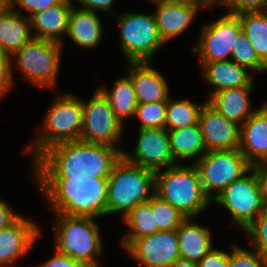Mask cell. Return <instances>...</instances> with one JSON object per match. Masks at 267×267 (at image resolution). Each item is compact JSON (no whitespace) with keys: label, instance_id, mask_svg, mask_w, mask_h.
I'll return each mask as SVG.
<instances>
[{"label":"cell","instance_id":"d4e9b609","mask_svg":"<svg viewBox=\"0 0 267 267\" xmlns=\"http://www.w3.org/2000/svg\"><path fill=\"white\" fill-rule=\"evenodd\" d=\"M74 7L69 15L68 36L79 47L87 49L96 47L103 36L97 12Z\"/></svg>","mask_w":267,"mask_h":267},{"label":"cell","instance_id":"c3c4849f","mask_svg":"<svg viewBox=\"0 0 267 267\" xmlns=\"http://www.w3.org/2000/svg\"><path fill=\"white\" fill-rule=\"evenodd\" d=\"M149 1L157 3V2H160L162 0H149Z\"/></svg>","mask_w":267,"mask_h":267},{"label":"cell","instance_id":"f6af8a7d","mask_svg":"<svg viewBox=\"0 0 267 267\" xmlns=\"http://www.w3.org/2000/svg\"><path fill=\"white\" fill-rule=\"evenodd\" d=\"M169 267H198V264L184 259H176Z\"/></svg>","mask_w":267,"mask_h":267},{"label":"cell","instance_id":"d590c367","mask_svg":"<svg viewBox=\"0 0 267 267\" xmlns=\"http://www.w3.org/2000/svg\"><path fill=\"white\" fill-rule=\"evenodd\" d=\"M224 6L229 9V14L238 15L244 12L267 11V0H227Z\"/></svg>","mask_w":267,"mask_h":267},{"label":"cell","instance_id":"ffe728a7","mask_svg":"<svg viewBox=\"0 0 267 267\" xmlns=\"http://www.w3.org/2000/svg\"><path fill=\"white\" fill-rule=\"evenodd\" d=\"M157 4V10L153 14L158 32L164 42L184 32L198 11L195 6L170 0H162Z\"/></svg>","mask_w":267,"mask_h":267},{"label":"cell","instance_id":"60d3db41","mask_svg":"<svg viewBox=\"0 0 267 267\" xmlns=\"http://www.w3.org/2000/svg\"><path fill=\"white\" fill-rule=\"evenodd\" d=\"M84 10L94 11L97 12V10H102L105 12H110L112 10V4L114 0H77Z\"/></svg>","mask_w":267,"mask_h":267},{"label":"cell","instance_id":"ab89813d","mask_svg":"<svg viewBox=\"0 0 267 267\" xmlns=\"http://www.w3.org/2000/svg\"><path fill=\"white\" fill-rule=\"evenodd\" d=\"M40 267H89L87 264L75 260L74 258L69 257L68 255H64L59 253L50 258V260L41 264Z\"/></svg>","mask_w":267,"mask_h":267},{"label":"cell","instance_id":"5b68a950","mask_svg":"<svg viewBox=\"0 0 267 267\" xmlns=\"http://www.w3.org/2000/svg\"><path fill=\"white\" fill-rule=\"evenodd\" d=\"M83 125V103L72 94H60L45 115L44 129L37 133L33 146L27 148L34 160L49 147L68 141H79ZM33 148V149H32Z\"/></svg>","mask_w":267,"mask_h":267},{"label":"cell","instance_id":"8992f818","mask_svg":"<svg viewBox=\"0 0 267 267\" xmlns=\"http://www.w3.org/2000/svg\"><path fill=\"white\" fill-rule=\"evenodd\" d=\"M55 247L61 254L98 267L96 256L102 254V240L99 226L93 217L56 214ZM95 256V257H94Z\"/></svg>","mask_w":267,"mask_h":267},{"label":"cell","instance_id":"1f68e13d","mask_svg":"<svg viewBox=\"0 0 267 267\" xmlns=\"http://www.w3.org/2000/svg\"><path fill=\"white\" fill-rule=\"evenodd\" d=\"M231 60L251 71L267 72V66L258 58L255 49L243 32L238 35L237 43L233 46Z\"/></svg>","mask_w":267,"mask_h":267},{"label":"cell","instance_id":"f1b7e54d","mask_svg":"<svg viewBox=\"0 0 267 267\" xmlns=\"http://www.w3.org/2000/svg\"><path fill=\"white\" fill-rule=\"evenodd\" d=\"M123 220L132 230L121 238L123 247H127L135 238L151 235L159 232L155 223L152 207L148 201L140 203L132 209Z\"/></svg>","mask_w":267,"mask_h":267},{"label":"cell","instance_id":"83f0119b","mask_svg":"<svg viewBox=\"0 0 267 267\" xmlns=\"http://www.w3.org/2000/svg\"><path fill=\"white\" fill-rule=\"evenodd\" d=\"M237 16L244 36L252 44L258 58L267 66V11L244 12Z\"/></svg>","mask_w":267,"mask_h":267},{"label":"cell","instance_id":"484cf974","mask_svg":"<svg viewBox=\"0 0 267 267\" xmlns=\"http://www.w3.org/2000/svg\"><path fill=\"white\" fill-rule=\"evenodd\" d=\"M167 131L176 162L177 159L187 160L199 156L198 160L207 152L199 124Z\"/></svg>","mask_w":267,"mask_h":267},{"label":"cell","instance_id":"bcb514c9","mask_svg":"<svg viewBox=\"0 0 267 267\" xmlns=\"http://www.w3.org/2000/svg\"><path fill=\"white\" fill-rule=\"evenodd\" d=\"M13 0H0V11L12 8Z\"/></svg>","mask_w":267,"mask_h":267},{"label":"cell","instance_id":"cb8c5ba5","mask_svg":"<svg viewBox=\"0 0 267 267\" xmlns=\"http://www.w3.org/2000/svg\"><path fill=\"white\" fill-rule=\"evenodd\" d=\"M190 220L186 218L176 229L179 255L181 259L198 264L212 249L211 236L208 229Z\"/></svg>","mask_w":267,"mask_h":267},{"label":"cell","instance_id":"4316f807","mask_svg":"<svg viewBox=\"0 0 267 267\" xmlns=\"http://www.w3.org/2000/svg\"><path fill=\"white\" fill-rule=\"evenodd\" d=\"M112 88L111 91L105 88L98 89L108 99L115 116L124 124L125 117L135 115L138 105L134 85L131 78L126 75L115 81Z\"/></svg>","mask_w":267,"mask_h":267},{"label":"cell","instance_id":"8fae6325","mask_svg":"<svg viewBox=\"0 0 267 267\" xmlns=\"http://www.w3.org/2000/svg\"><path fill=\"white\" fill-rule=\"evenodd\" d=\"M83 103L80 141L114 146L120 140L123 124L115 116L108 99L98 89L89 102Z\"/></svg>","mask_w":267,"mask_h":267},{"label":"cell","instance_id":"52a82bcc","mask_svg":"<svg viewBox=\"0 0 267 267\" xmlns=\"http://www.w3.org/2000/svg\"><path fill=\"white\" fill-rule=\"evenodd\" d=\"M193 164L199 171L203 191L211 201L252 168L239 149L207 151ZM212 192L217 193L212 195Z\"/></svg>","mask_w":267,"mask_h":267},{"label":"cell","instance_id":"d6a6232c","mask_svg":"<svg viewBox=\"0 0 267 267\" xmlns=\"http://www.w3.org/2000/svg\"><path fill=\"white\" fill-rule=\"evenodd\" d=\"M167 102L138 104L135 117L141 121L139 129L165 128Z\"/></svg>","mask_w":267,"mask_h":267},{"label":"cell","instance_id":"e575fe53","mask_svg":"<svg viewBox=\"0 0 267 267\" xmlns=\"http://www.w3.org/2000/svg\"><path fill=\"white\" fill-rule=\"evenodd\" d=\"M230 253V267H267V258L260 252L246 250L233 245Z\"/></svg>","mask_w":267,"mask_h":267},{"label":"cell","instance_id":"9a60e30c","mask_svg":"<svg viewBox=\"0 0 267 267\" xmlns=\"http://www.w3.org/2000/svg\"><path fill=\"white\" fill-rule=\"evenodd\" d=\"M198 123L207 151L239 149L240 124L225 118L207 101L200 111Z\"/></svg>","mask_w":267,"mask_h":267},{"label":"cell","instance_id":"4dcf8cb0","mask_svg":"<svg viewBox=\"0 0 267 267\" xmlns=\"http://www.w3.org/2000/svg\"><path fill=\"white\" fill-rule=\"evenodd\" d=\"M148 202L160 231L176 230L186 217L168 202L153 195Z\"/></svg>","mask_w":267,"mask_h":267},{"label":"cell","instance_id":"ac0fdd59","mask_svg":"<svg viewBox=\"0 0 267 267\" xmlns=\"http://www.w3.org/2000/svg\"><path fill=\"white\" fill-rule=\"evenodd\" d=\"M129 76L133 82L138 104L167 102L169 88L163 75L150 62H128Z\"/></svg>","mask_w":267,"mask_h":267},{"label":"cell","instance_id":"ee69618b","mask_svg":"<svg viewBox=\"0 0 267 267\" xmlns=\"http://www.w3.org/2000/svg\"><path fill=\"white\" fill-rule=\"evenodd\" d=\"M172 2L182 3V4H189L195 6L196 8H204L211 6L206 0H170Z\"/></svg>","mask_w":267,"mask_h":267},{"label":"cell","instance_id":"74e56055","mask_svg":"<svg viewBox=\"0 0 267 267\" xmlns=\"http://www.w3.org/2000/svg\"><path fill=\"white\" fill-rule=\"evenodd\" d=\"M198 267H230V253L212 248L199 261Z\"/></svg>","mask_w":267,"mask_h":267},{"label":"cell","instance_id":"4fadbf2b","mask_svg":"<svg viewBox=\"0 0 267 267\" xmlns=\"http://www.w3.org/2000/svg\"><path fill=\"white\" fill-rule=\"evenodd\" d=\"M130 156L123 152V157L136 165L154 172L178 165L174 160L168 131L165 128L139 129L134 150Z\"/></svg>","mask_w":267,"mask_h":267},{"label":"cell","instance_id":"603a6c76","mask_svg":"<svg viewBox=\"0 0 267 267\" xmlns=\"http://www.w3.org/2000/svg\"><path fill=\"white\" fill-rule=\"evenodd\" d=\"M205 80L215 88L212 95L220 90L253 86V79L248 69L239 66L234 61L202 62Z\"/></svg>","mask_w":267,"mask_h":267},{"label":"cell","instance_id":"8d00e7d4","mask_svg":"<svg viewBox=\"0 0 267 267\" xmlns=\"http://www.w3.org/2000/svg\"><path fill=\"white\" fill-rule=\"evenodd\" d=\"M11 56L0 50V98L8 92L13 81Z\"/></svg>","mask_w":267,"mask_h":267},{"label":"cell","instance_id":"f35d334b","mask_svg":"<svg viewBox=\"0 0 267 267\" xmlns=\"http://www.w3.org/2000/svg\"><path fill=\"white\" fill-rule=\"evenodd\" d=\"M63 0H13L12 8L15 4L20 5V7L26 9L30 12V18L33 14L41 12L47 8L53 7L61 3Z\"/></svg>","mask_w":267,"mask_h":267},{"label":"cell","instance_id":"ba28073f","mask_svg":"<svg viewBox=\"0 0 267 267\" xmlns=\"http://www.w3.org/2000/svg\"><path fill=\"white\" fill-rule=\"evenodd\" d=\"M62 44L32 38L12 57L24 77L34 85L55 88Z\"/></svg>","mask_w":267,"mask_h":267},{"label":"cell","instance_id":"7402d4cb","mask_svg":"<svg viewBox=\"0 0 267 267\" xmlns=\"http://www.w3.org/2000/svg\"><path fill=\"white\" fill-rule=\"evenodd\" d=\"M27 16L8 8L0 11V50L12 56L32 38Z\"/></svg>","mask_w":267,"mask_h":267},{"label":"cell","instance_id":"9c48e42d","mask_svg":"<svg viewBox=\"0 0 267 267\" xmlns=\"http://www.w3.org/2000/svg\"><path fill=\"white\" fill-rule=\"evenodd\" d=\"M121 48L128 62H149L165 42L160 37L154 14L125 13L117 15Z\"/></svg>","mask_w":267,"mask_h":267},{"label":"cell","instance_id":"7c38bea8","mask_svg":"<svg viewBox=\"0 0 267 267\" xmlns=\"http://www.w3.org/2000/svg\"><path fill=\"white\" fill-rule=\"evenodd\" d=\"M242 33V25L235 14L226 13L202 30L199 45L193 51L199 54L201 62L230 60L237 37ZM227 57V58H226Z\"/></svg>","mask_w":267,"mask_h":267},{"label":"cell","instance_id":"7dc6e473","mask_svg":"<svg viewBox=\"0 0 267 267\" xmlns=\"http://www.w3.org/2000/svg\"><path fill=\"white\" fill-rule=\"evenodd\" d=\"M211 6L219 1L220 5H224L227 0H206Z\"/></svg>","mask_w":267,"mask_h":267},{"label":"cell","instance_id":"e0dca14e","mask_svg":"<svg viewBox=\"0 0 267 267\" xmlns=\"http://www.w3.org/2000/svg\"><path fill=\"white\" fill-rule=\"evenodd\" d=\"M239 150L252 166L267 163V104L240 126Z\"/></svg>","mask_w":267,"mask_h":267},{"label":"cell","instance_id":"277c9868","mask_svg":"<svg viewBox=\"0 0 267 267\" xmlns=\"http://www.w3.org/2000/svg\"><path fill=\"white\" fill-rule=\"evenodd\" d=\"M155 195L168 202L186 218H193L211 200L205 195L197 167L176 165L155 172Z\"/></svg>","mask_w":267,"mask_h":267},{"label":"cell","instance_id":"d6986e66","mask_svg":"<svg viewBox=\"0 0 267 267\" xmlns=\"http://www.w3.org/2000/svg\"><path fill=\"white\" fill-rule=\"evenodd\" d=\"M72 8L71 0H63L56 6L33 14L29 18L30 27L36 30V35H32L33 38L62 44L60 36L67 34Z\"/></svg>","mask_w":267,"mask_h":267},{"label":"cell","instance_id":"3957f363","mask_svg":"<svg viewBox=\"0 0 267 267\" xmlns=\"http://www.w3.org/2000/svg\"><path fill=\"white\" fill-rule=\"evenodd\" d=\"M154 194L155 172L133 164L122 156L108 178L107 214L123 212L124 218Z\"/></svg>","mask_w":267,"mask_h":267},{"label":"cell","instance_id":"44dd1931","mask_svg":"<svg viewBox=\"0 0 267 267\" xmlns=\"http://www.w3.org/2000/svg\"><path fill=\"white\" fill-rule=\"evenodd\" d=\"M253 86L220 90L213 93L207 101L215 110L228 120L240 126L256 111L251 110L249 94Z\"/></svg>","mask_w":267,"mask_h":267},{"label":"cell","instance_id":"836d02e7","mask_svg":"<svg viewBox=\"0 0 267 267\" xmlns=\"http://www.w3.org/2000/svg\"><path fill=\"white\" fill-rule=\"evenodd\" d=\"M244 231L253 241L252 248L267 258V208Z\"/></svg>","mask_w":267,"mask_h":267},{"label":"cell","instance_id":"2e32d148","mask_svg":"<svg viewBox=\"0 0 267 267\" xmlns=\"http://www.w3.org/2000/svg\"><path fill=\"white\" fill-rule=\"evenodd\" d=\"M40 236L38 225L19 216L8 227L0 229V267L25 256Z\"/></svg>","mask_w":267,"mask_h":267},{"label":"cell","instance_id":"30bf717a","mask_svg":"<svg viewBox=\"0 0 267 267\" xmlns=\"http://www.w3.org/2000/svg\"><path fill=\"white\" fill-rule=\"evenodd\" d=\"M246 174L235 180L213 202L227 208L235 225L246 229L263 211L261 189L256 170L252 167Z\"/></svg>","mask_w":267,"mask_h":267},{"label":"cell","instance_id":"7a4b0ae2","mask_svg":"<svg viewBox=\"0 0 267 267\" xmlns=\"http://www.w3.org/2000/svg\"><path fill=\"white\" fill-rule=\"evenodd\" d=\"M56 214L107 215L108 179L35 178Z\"/></svg>","mask_w":267,"mask_h":267},{"label":"cell","instance_id":"f546056e","mask_svg":"<svg viewBox=\"0 0 267 267\" xmlns=\"http://www.w3.org/2000/svg\"><path fill=\"white\" fill-rule=\"evenodd\" d=\"M202 106L185 99L167 101L165 129L174 130L199 124V114Z\"/></svg>","mask_w":267,"mask_h":267},{"label":"cell","instance_id":"b9f144b4","mask_svg":"<svg viewBox=\"0 0 267 267\" xmlns=\"http://www.w3.org/2000/svg\"><path fill=\"white\" fill-rule=\"evenodd\" d=\"M256 170L261 189V197L264 208H267V165L259 164L253 167Z\"/></svg>","mask_w":267,"mask_h":267},{"label":"cell","instance_id":"6da1fadb","mask_svg":"<svg viewBox=\"0 0 267 267\" xmlns=\"http://www.w3.org/2000/svg\"><path fill=\"white\" fill-rule=\"evenodd\" d=\"M100 143L61 142L33 161L35 178L108 179L123 151Z\"/></svg>","mask_w":267,"mask_h":267},{"label":"cell","instance_id":"5bb4252c","mask_svg":"<svg viewBox=\"0 0 267 267\" xmlns=\"http://www.w3.org/2000/svg\"><path fill=\"white\" fill-rule=\"evenodd\" d=\"M126 250L145 267H169L180 258L176 230L135 238Z\"/></svg>","mask_w":267,"mask_h":267},{"label":"cell","instance_id":"7bdbcfd3","mask_svg":"<svg viewBox=\"0 0 267 267\" xmlns=\"http://www.w3.org/2000/svg\"><path fill=\"white\" fill-rule=\"evenodd\" d=\"M10 206L0 199V229L8 227L12 224L19 215L14 214Z\"/></svg>","mask_w":267,"mask_h":267}]
</instances>
